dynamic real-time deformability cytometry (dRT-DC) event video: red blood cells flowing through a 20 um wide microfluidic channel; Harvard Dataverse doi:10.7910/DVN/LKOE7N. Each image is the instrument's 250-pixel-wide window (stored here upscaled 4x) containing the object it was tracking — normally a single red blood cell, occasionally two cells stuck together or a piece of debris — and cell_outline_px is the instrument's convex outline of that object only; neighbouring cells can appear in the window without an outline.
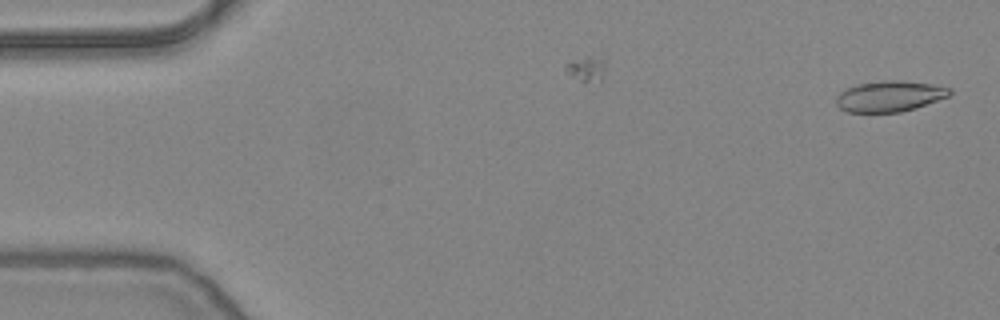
{"species": "common noctule bat (a hibernating species)", "species_latin": "Nyctalus noctula", "temperature_condition": "warm", "stored_images_in_passage": 39, "camera_frame_rate_fps": 3000, "um_per_image_px": 0.085, "animal": {"sex": "female", "body_mass_g": 24.6, "forearm_length_mm": 56.2}, "frame": {"image": 1, "passage_image": 1, "time_ms": 0.0, "image_size_px": [1000, 320], "cell_outline_px": [[952, 92], [948, 96], [916, 108], [900, 112], [848, 112], [840, 108], [836, 104], [836, 96], [840, 92], [856, 84], [880, 80], [904, 80], [932, 84], [952, 88]], "centroid_in_image_um": [75.62, 8.17], "position_along_channel_um": 9.4, "area_um2": 20.52}}
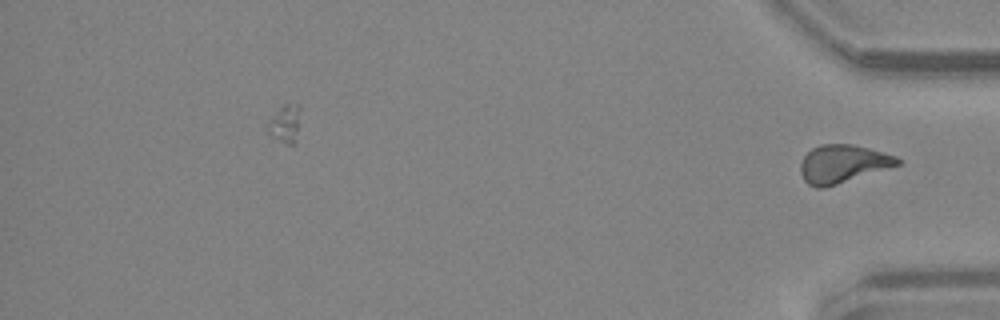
{"frame": {"image": 2, "passage_image": 39, "time_ms": 12.667, "image_size_px": [1000, 320], "cell_outline_px": [[900, 164], [824, 188], [816, 188], [808, 184], [804, 180], [800, 172], [800, 164], [804, 156], [812, 148], [820, 144], [852, 144], [868, 148], [896, 156], [900, 160]], "centroid_in_image_um": [71.59, 13.92], "position_along_channel_um": 363.6, "area_um2": 21.27}}